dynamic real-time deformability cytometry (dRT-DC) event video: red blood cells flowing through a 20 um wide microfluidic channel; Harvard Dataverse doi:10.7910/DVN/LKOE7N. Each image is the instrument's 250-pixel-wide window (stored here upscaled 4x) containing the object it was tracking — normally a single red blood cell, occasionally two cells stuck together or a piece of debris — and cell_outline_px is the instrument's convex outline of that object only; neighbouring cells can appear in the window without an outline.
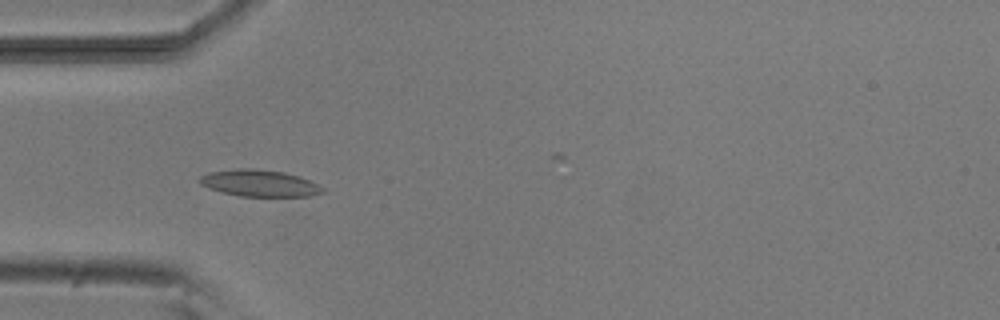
{"species": "common noctule bat (a hibernating species)", "species_latin": "Nyctalus noctula", "temperature_condition": "room temperature", "stored_images_in_passage": 34, "camera_frame_rate_fps": 3000, "um_per_image_px": 0.085, "animal": {"sex": "male", "body_mass_g": 20.5, "forearm_length_mm": 52.5}, "frame": {"image": 1, "passage_image": 14, "time_ms": 4.333, "image_size_px": [1000, 320], "cell_outline_px": [[324, 192], [308, 196], [240, 196], [208, 188], [200, 184], [196, 180], [200, 176], [208, 172], [240, 168], [256, 168], [284, 172], [300, 176], [324, 188]], "centroid_in_image_um": [22.01, 15.56], "position_along_channel_um": 63.0, "area_um2": 19.13}}
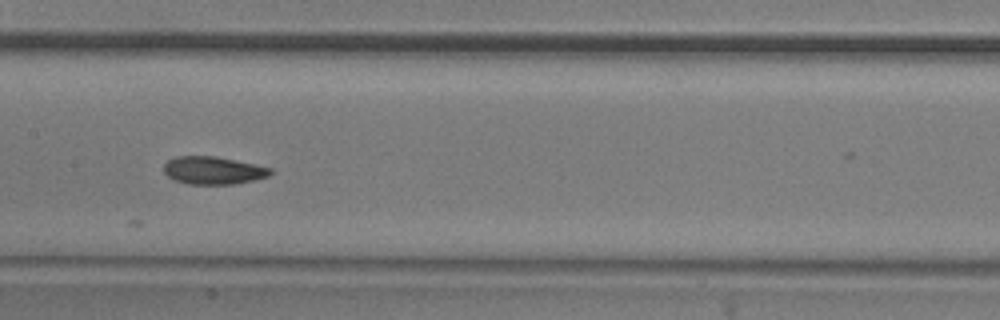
{"frame": {"image": 2, "passage_image": 24, "time_ms": 7.667, "image_size_px": [1000, 320], "cell_outline_px": [[272, 172], [268, 176], [252, 180], [232, 184], [188, 184], [176, 180], [168, 176], [164, 172], [164, 164], [168, 160], [176, 156], [216, 156], [256, 164], [272, 168]], "centroid_in_image_um": [18.12, 14.47], "position_along_channel_um": 189.3, "area_um2": 17.17}}
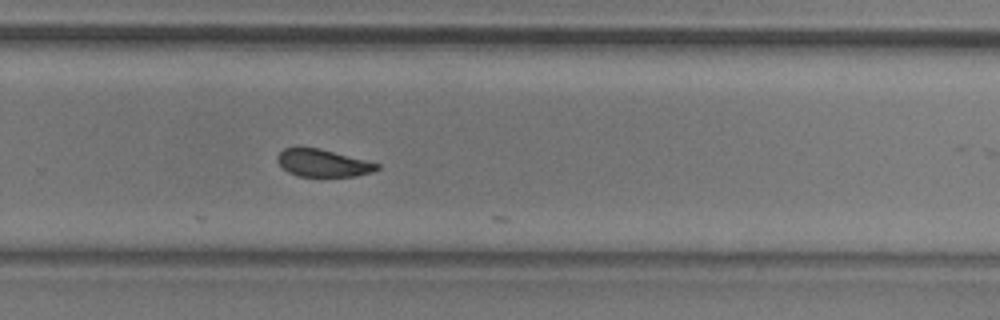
{"frame": {"image": 3, "passage_image": 33, "time_ms": 10.667, "image_size_px": [1000, 320], "cell_outline_px": [[380, 168], [372, 172], [356, 176], [296, 176], [288, 172], [276, 160], [276, 156], [284, 148], [296, 144], [320, 148], [380, 164]], "centroid_in_image_um": [27.39, 13.82], "position_along_channel_um": 302.4, "area_um2": 16.3}}